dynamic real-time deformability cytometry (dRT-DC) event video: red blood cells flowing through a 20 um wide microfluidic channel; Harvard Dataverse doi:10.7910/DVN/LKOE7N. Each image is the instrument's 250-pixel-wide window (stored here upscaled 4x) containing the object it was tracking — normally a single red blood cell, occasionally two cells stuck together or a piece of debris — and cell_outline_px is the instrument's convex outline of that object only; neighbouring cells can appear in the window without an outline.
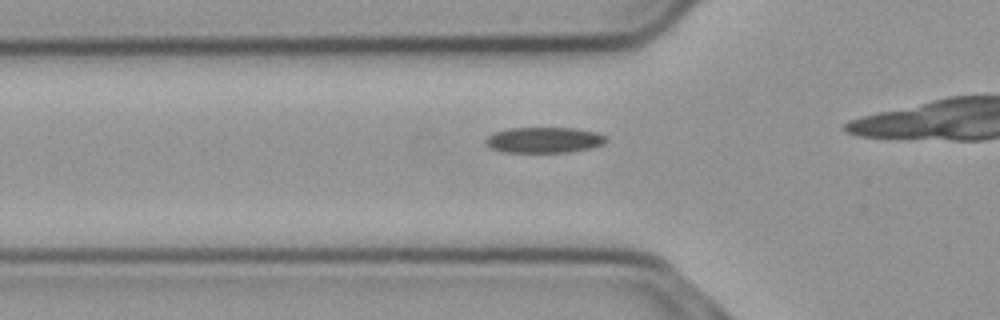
{"species": "common noctule bat (a hibernating species)", "species_latin": "Nyctalus noctula", "temperature_condition": "cold", "stored_images_in_passage": 7, "camera_frame_rate_fps": 3000, "um_per_image_px": 0.085, "animal": {"sex": "male", "body_mass_g": 23.1, "forearm_length_mm": 52.7}, "frame": {"image": 1, "passage_image": 2, "time_ms": 0.333, "image_size_px": [1000, 320], "cell_outline_px": [[608, 140], [604, 144], [592, 148], [568, 152], [504, 152], [492, 148], [484, 140], [492, 132], [508, 128], [576, 128], [596, 132], [608, 136]], "centroid_in_image_um": [46.29, 11.89], "position_along_channel_um": 79.5, "area_um2": 18.21}}
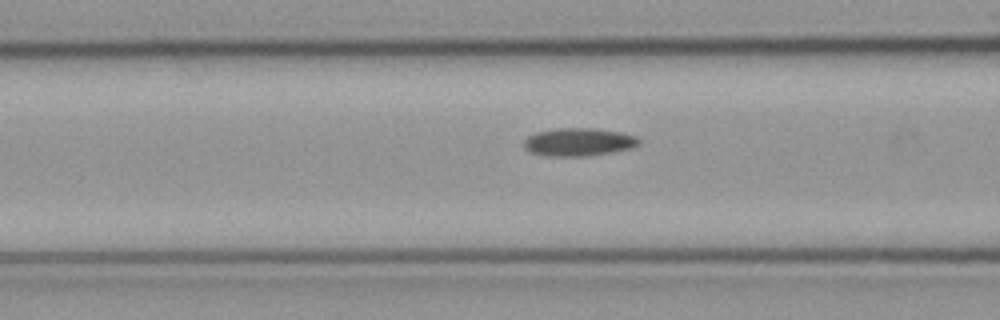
{"frame": {"image": 2, "passage_image": 5, "time_ms": 1.333, "image_size_px": [1000, 320], "cell_outline_px": [[640, 144], [632, 148], [612, 152], [588, 156], [544, 156], [528, 152], [524, 148], [524, 140], [528, 136], [536, 132], [556, 128], [596, 128], [620, 132], [636, 136], [640, 140]], "centroid_in_image_um": [49.17, 12.07], "position_along_channel_um": 117.4, "area_um2": 19.02}}